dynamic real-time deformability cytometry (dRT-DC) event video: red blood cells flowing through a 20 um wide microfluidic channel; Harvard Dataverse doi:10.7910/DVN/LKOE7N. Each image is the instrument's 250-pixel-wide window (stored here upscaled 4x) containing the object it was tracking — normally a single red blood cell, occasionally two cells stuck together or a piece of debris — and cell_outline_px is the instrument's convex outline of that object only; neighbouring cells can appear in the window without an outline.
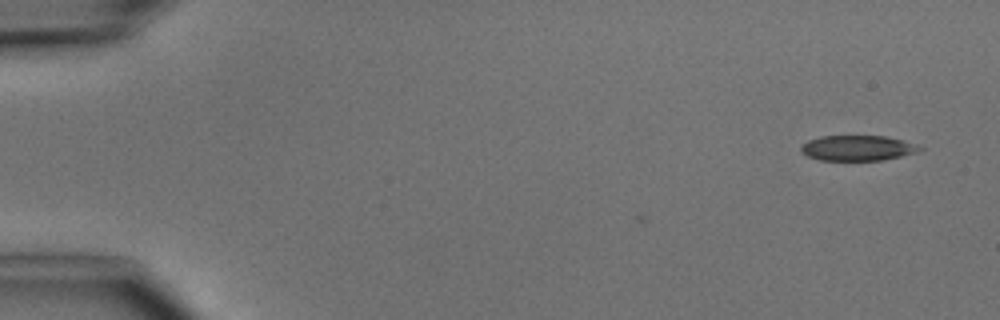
{"species": "common noctule bat (a hibernating species)", "species_latin": "Nyctalus noctula", "temperature_condition": "cold", "stored_images_in_passage": 5, "camera_frame_rate_fps": 3000, "um_per_image_px": 0.085, "animal": {"sex": "male", "body_mass_g": 15.6}, "frame": {"image": 1, "passage_image": 1, "time_ms": 0.0, "image_size_px": [1000, 320], "cell_outline_px": [[924, 148], [916, 152], [884, 160], [820, 160], [808, 156], [800, 152], [800, 148], [808, 140], [820, 136], [884, 136], [916, 144]], "centroid_in_image_um": [72.86, 12.58], "position_along_channel_um": 12.1, "area_um2": 17.34}}
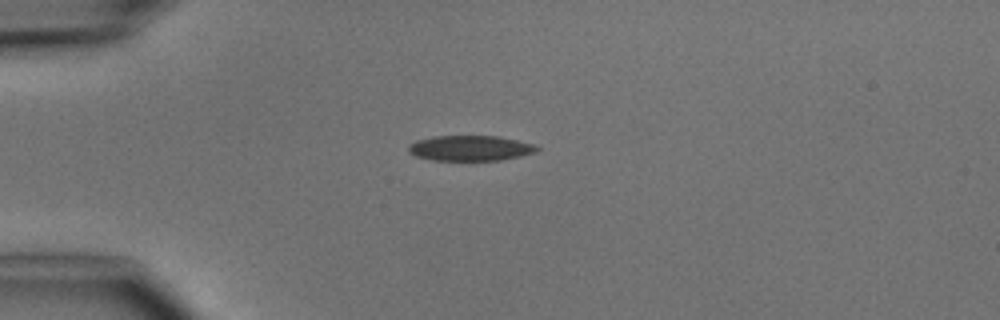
{"frame": {"image": 2, "passage_image": 4, "time_ms": 3.333, "image_size_px": [1000, 320], "cell_outline_px": [[540, 148], [536, 152], [520, 156], [500, 160], [432, 160], [416, 156], [408, 152], [408, 144], [416, 140], [436, 136], [500, 136], [532, 144]], "centroid_in_image_um": [39.94, 12.59], "position_along_channel_um": 45.1, "area_um2": 18.9}}